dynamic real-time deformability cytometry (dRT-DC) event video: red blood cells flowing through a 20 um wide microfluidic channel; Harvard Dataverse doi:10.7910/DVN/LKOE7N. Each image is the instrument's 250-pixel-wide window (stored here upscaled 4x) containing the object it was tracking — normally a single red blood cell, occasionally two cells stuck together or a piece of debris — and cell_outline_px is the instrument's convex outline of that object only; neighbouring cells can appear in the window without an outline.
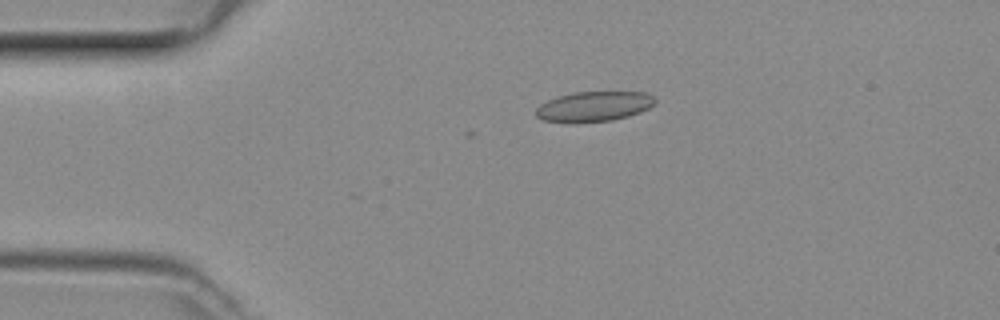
{"species": "common noctule bat (a hibernating species)", "species_latin": "Nyctalus noctula", "temperature_condition": "room temperature", "stored_images_in_passage": 12, "camera_frame_rate_fps": 3000, "um_per_image_px": 0.085, "animal": {"sex": "female", "body_mass_g": 29.2, "forearm_length_mm": 56.3}, "frame": {"image": 1, "passage_image": 10, "time_ms": 3.0, "image_size_px": [1000, 320], "cell_outline_px": [[656, 100], [648, 108], [640, 112], [628, 116], [612, 120], [544, 120], [536, 116], [536, 108], [540, 104], [548, 100], [560, 96], [576, 92], [644, 92], [652, 96]], "centroid_in_image_um": [50.52, 9.01], "position_along_channel_um": 34.5, "area_um2": 19.88}}